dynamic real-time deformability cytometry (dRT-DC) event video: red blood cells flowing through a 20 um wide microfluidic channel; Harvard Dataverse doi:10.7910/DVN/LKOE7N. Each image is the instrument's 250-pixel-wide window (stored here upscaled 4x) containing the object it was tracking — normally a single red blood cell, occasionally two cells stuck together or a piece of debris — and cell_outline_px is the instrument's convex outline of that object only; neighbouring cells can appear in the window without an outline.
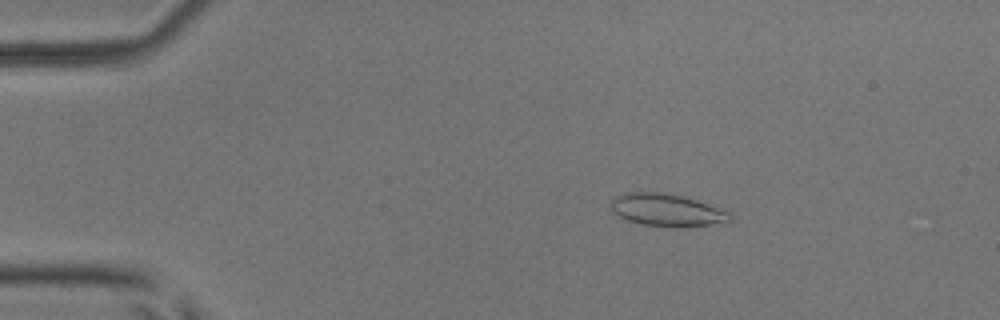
{"species": "common noctule bat (a hibernating species)", "species_latin": "Nyctalus noctula", "temperature_condition": "room temperature", "stored_images_in_passage": 41, "camera_frame_rate_fps": 3000, "um_per_image_px": 0.085, "animal": {"sex": "male", "body_mass_g": 17.9, "forearm_length_mm": 54.2}, "frame": {"image": 1, "passage_image": 2, "time_ms": 0.333, "image_size_px": [1000, 320], "cell_outline_px": [[732, 220], [708, 224], [676, 228], [640, 224], [628, 220], [612, 212], [612, 200], [616, 196], [628, 192], [664, 192], [684, 196], [696, 200], [728, 212], [732, 216]], "centroid_in_image_um": [56.64, 17.85], "position_along_channel_um": 28.4, "area_um2": 22.25}}
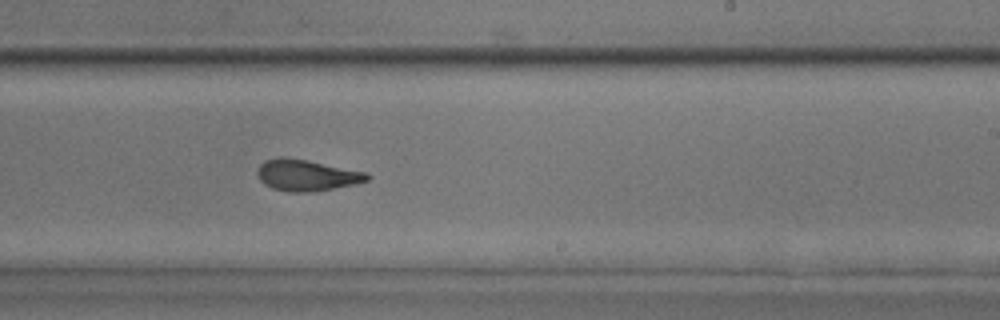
{"frame": {"image": 2, "passage_image": 25, "time_ms": 8.0, "image_size_px": [1000, 320], "cell_outline_px": [[372, 176], [368, 180], [356, 184], [316, 192], [288, 192], [272, 188], [264, 184], [260, 180], [256, 172], [260, 164], [264, 160], [280, 156], [284, 156], [308, 160], [368, 172]], "centroid_in_image_um": [26.08, 14.89], "position_along_channel_um": 262.9, "area_um2": 20.46}}
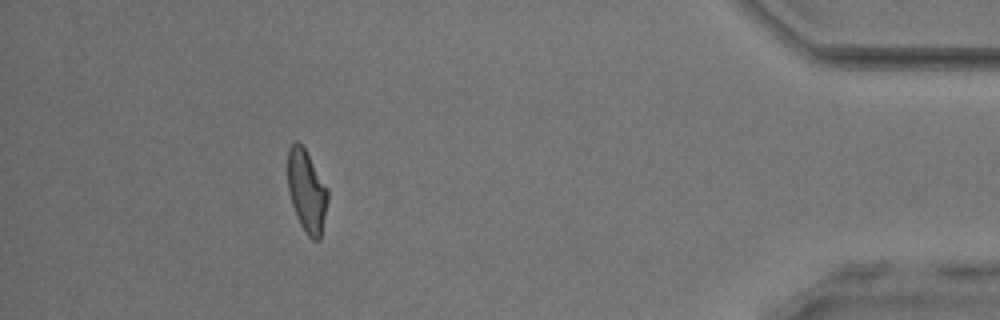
{"frame": {"image": 3, "passage_image": 40, "time_ms": 13.0, "image_size_px": [1000, 320], "cell_outline_px": [[328, 200], [320, 240], [312, 240], [308, 236], [300, 224], [296, 216], [288, 192], [288, 148], [296, 140], [304, 148], [328, 188]], "centroid_in_image_um": [26.07, 16.27], "position_along_channel_um": 409.1, "area_um2": 19.13}}